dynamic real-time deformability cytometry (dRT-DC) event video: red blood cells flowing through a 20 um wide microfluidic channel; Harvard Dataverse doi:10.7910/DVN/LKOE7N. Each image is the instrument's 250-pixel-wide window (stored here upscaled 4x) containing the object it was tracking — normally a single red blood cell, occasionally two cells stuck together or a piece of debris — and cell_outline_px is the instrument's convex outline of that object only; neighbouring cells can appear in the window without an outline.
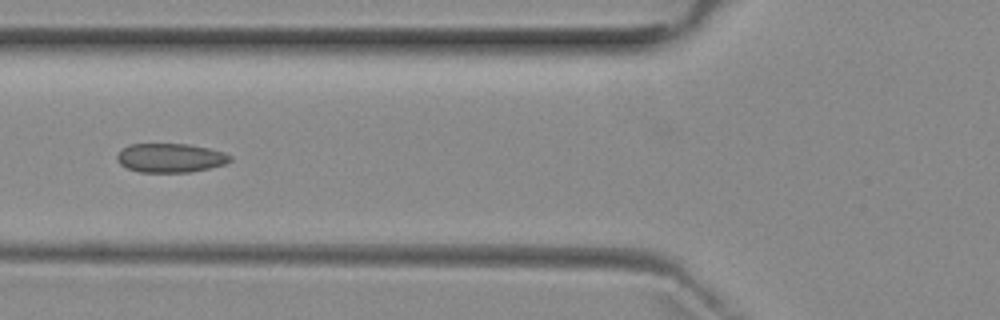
{"species": "common noctule bat (a hibernating species)", "species_latin": "Nyctalus noctula", "temperature_condition": "room temperature", "stored_images_in_passage": 8, "camera_frame_rate_fps": 3000, "um_per_image_px": 0.085, "animal": {"sex": "female", "body_mass_g": 29.2, "forearm_length_mm": 56.3}, "frame": {"image": 1, "passage_image": 8, "time_ms": 8.0, "image_size_px": [1000, 320], "cell_outline_px": [[232, 160], [224, 164], [208, 168], [188, 172], [140, 172], [128, 168], [120, 164], [116, 160], [116, 156], [128, 144], [188, 144], [208, 148], [224, 152], [232, 156]], "centroid_in_image_um": [14.48, 13.42], "position_along_channel_um": 111.3, "area_um2": 19.02}}